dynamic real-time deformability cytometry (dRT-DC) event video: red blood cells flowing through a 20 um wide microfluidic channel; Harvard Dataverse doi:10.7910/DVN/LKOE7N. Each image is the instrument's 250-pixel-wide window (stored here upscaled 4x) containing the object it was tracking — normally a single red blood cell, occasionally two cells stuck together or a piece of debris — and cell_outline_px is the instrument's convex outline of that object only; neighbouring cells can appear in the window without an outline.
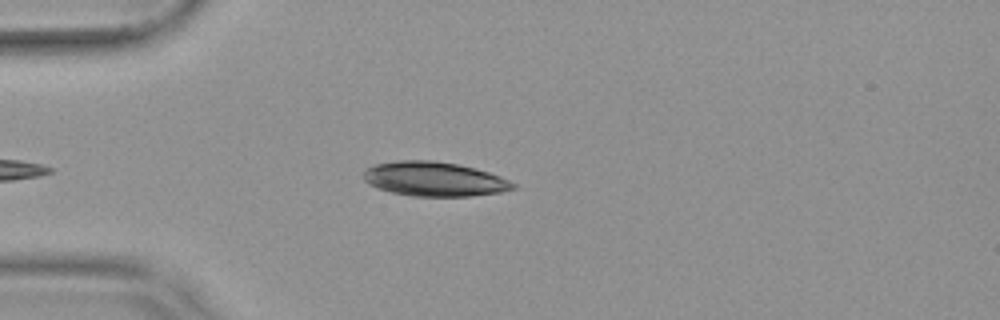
{"species": "common noctule bat (a hibernating species)", "species_latin": "Nyctalus noctula", "temperature_condition": "warm", "stored_images_in_passage": 42, "camera_frame_rate_fps": 3000, "um_per_image_px": 0.085, "animal": {"sex": "female", "body_mass_g": 19.9}, "frame": {"image": 1, "passage_image": 7, "time_ms": 2.0, "image_size_px": [1000, 320], "cell_outline_px": [[516, 188], [500, 192], [472, 196], [412, 196], [392, 192], [368, 184], [364, 180], [364, 168], [376, 164], [396, 160], [432, 160], [456, 164], [476, 168], [500, 176], [516, 184]], "centroid_in_image_um": [36.9, 15.21], "position_along_channel_um": 48.1, "area_um2": 29.94}}
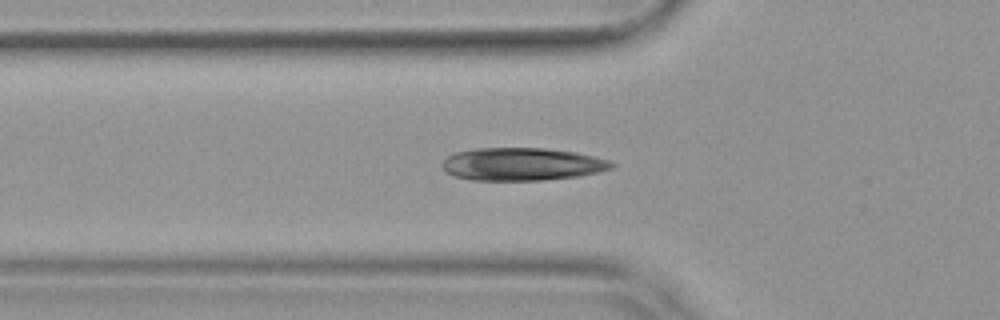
{"frame": {"image": 2, "passage_image": 11, "time_ms": 3.333, "image_size_px": [1000, 320], "cell_outline_px": [[616, 164], [612, 168], [596, 172], [576, 176], [544, 180], [472, 180], [456, 176], [448, 172], [444, 168], [444, 160], [448, 156], [456, 152], [476, 148], [548, 148], [576, 152], [608, 160]], "centroid_in_image_um": [44.39, 13.94], "position_along_channel_um": 81.4, "area_um2": 32.02}}
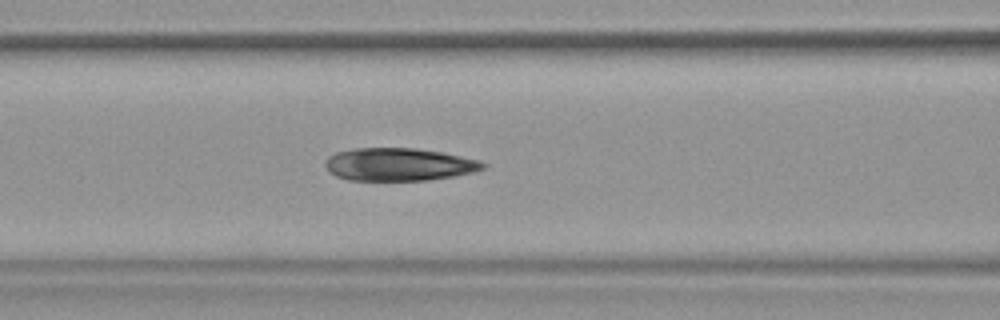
{"frame": {"image": 3, "passage_image": 15, "time_ms": 4.667, "image_size_px": [1000, 320], "cell_outline_px": [[488, 164], [484, 168], [472, 172], [456, 176], [428, 180], [348, 180], [336, 176], [328, 172], [324, 164], [328, 156], [336, 152], [356, 148], [416, 148], [444, 152], [480, 160]], "centroid_in_image_um": [33.91, 13.97], "position_along_channel_um": 132.7, "area_um2": 30.4}}